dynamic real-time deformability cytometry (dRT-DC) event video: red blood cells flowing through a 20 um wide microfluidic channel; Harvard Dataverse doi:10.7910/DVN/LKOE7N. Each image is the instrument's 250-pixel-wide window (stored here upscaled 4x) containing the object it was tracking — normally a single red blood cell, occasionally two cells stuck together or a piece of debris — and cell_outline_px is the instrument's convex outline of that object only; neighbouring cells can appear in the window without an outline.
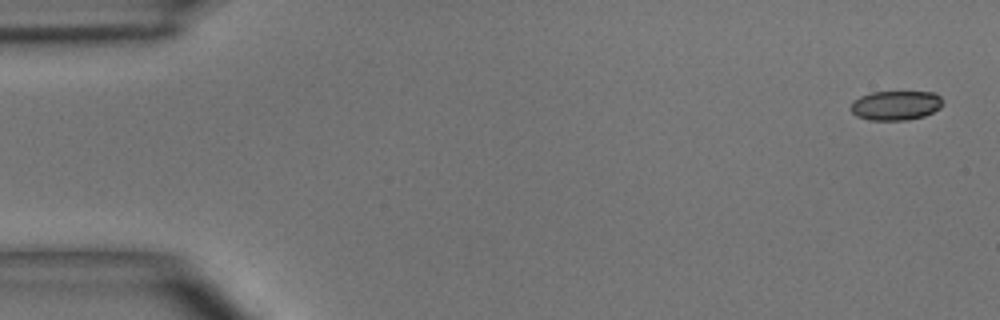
{"species": "common noctule bat (a hibernating species)", "species_latin": "Nyctalus noctula", "temperature_condition": "room temperature", "stored_images_in_passage": 6, "camera_frame_rate_fps": 3000, "um_per_image_px": 0.085, "animal": {"sex": "male", "body_mass_g": 15.6}, "frame": {"image": 1, "passage_image": 1, "time_ms": 0.0, "image_size_px": [1000, 320], "cell_outline_px": [[944, 104], [940, 108], [924, 116], [908, 120], [872, 120], [856, 116], [852, 112], [852, 100], [860, 96], [872, 92], [936, 92], [940, 96]], "centroid_in_image_um": [76.16, 8.95], "position_along_channel_um": 8.8, "area_um2": 15.84}}
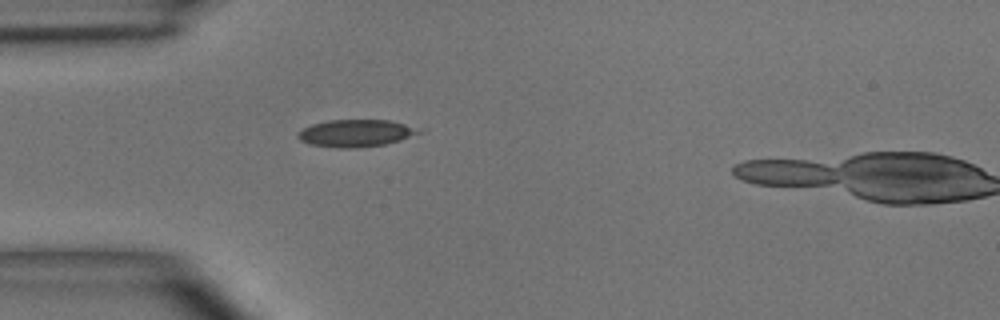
{"frame": {"image": 2, "passage_image": 5, "time_ms": 4.333, "image_size_px": [1000, 320], "cell_outline_px": [[424, 132], [400, 140], [384, 144], [356, 148], [340, 148], [308, 144], [300, 140], [296, 136], [296, 132], [312, 124], [328, 120], [388, 120], [424, 128]], "centroid_in_image_um": [30.27, 11.31], "position_along_channel_um": 54.7, "area_um2": 19.42}}